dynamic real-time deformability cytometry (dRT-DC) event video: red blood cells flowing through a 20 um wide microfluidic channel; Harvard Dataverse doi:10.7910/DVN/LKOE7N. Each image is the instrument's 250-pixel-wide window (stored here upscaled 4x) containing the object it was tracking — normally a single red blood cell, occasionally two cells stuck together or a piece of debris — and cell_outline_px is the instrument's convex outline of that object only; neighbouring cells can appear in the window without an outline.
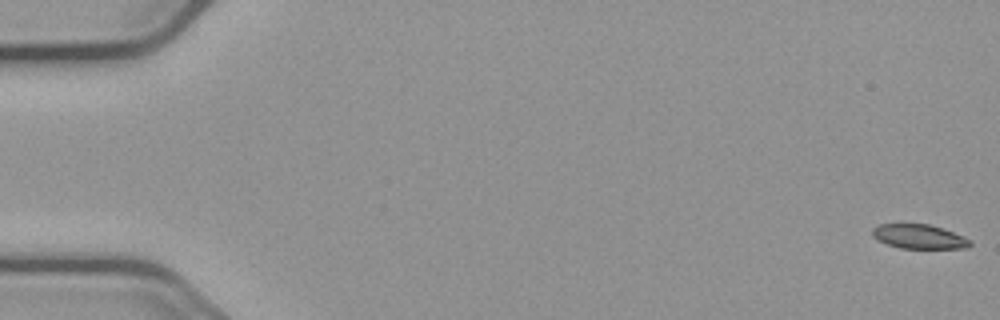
{"species": "common noctule bat (a hibernating species)", "species_latin": "Nyctalus noctula", "temperature_condition": "cold", "stored_images_in_passage": 57, "camera_frame_rate_fps": 3000, "um_per_image_px": 0.085, "animal": {"sex": "male", "body_mass_g": 23.1, "forearm_length_mm": 52.7}, "frame": {"image": 1, "passage_image": 1, "time_ms": 0.0, "image_size_px": [1000, 320], "cell_outline_px": [[972, 244], [968, 248], [900, 248], [888, 244], [872, 236], [872, 228], [880, 224], [928, 224], [964, 236], [972, 240]], "centroid_in_image_um": [78.15, 20.11], "position_along_channel_um": 6.9, "area_um2": 13.7}}
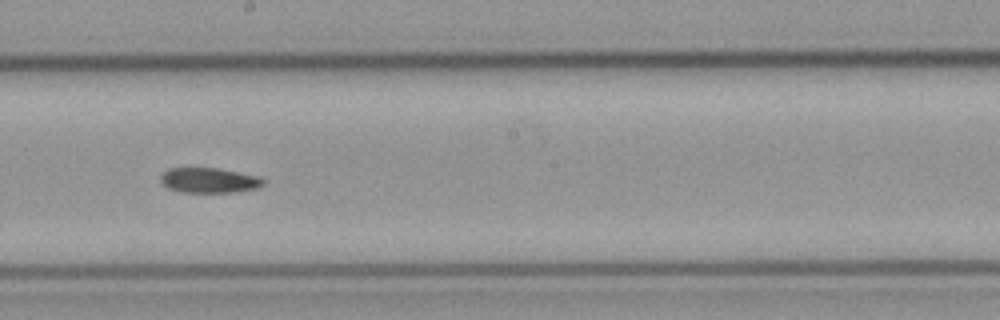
{"frame": {"image": 2, "passage_image": 32, "time_ms": 10.333, "image_size_px": [1000, 320], "cell_outline_px": [[264, 184], [260, 188], [232, 192], [184, 192], [168, 188], [160, 180], [160, 176], [168, 168], [216, 168], [256, 176], [264, 180]], "centroid_in_image_um": [17.76, 15.33], "position_along_channel_um": 230.4, "area_um2": 14.8}}
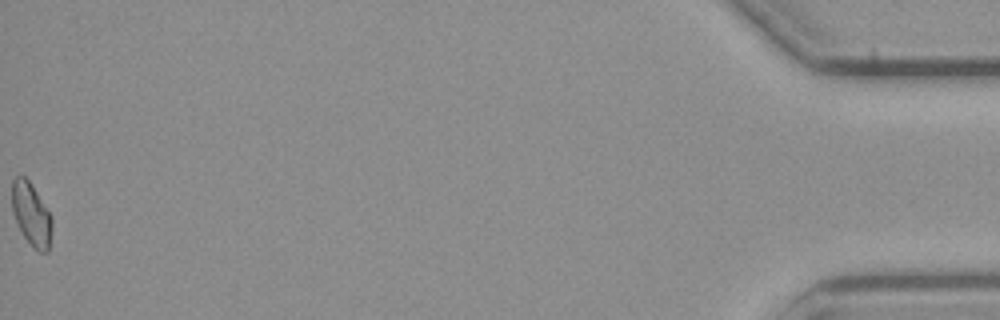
{"frame": {"image": 3, "passage_image": 57, "time_ms": 18.667, "image_size_px": [1000, 320], "cell_outline_px": [[52, 228], [48, 252], [40, 252], [24, 236], [12, 212], [12, 180], [20, 172], [28, 180], [52, 216]], "centroid_in_image_um": [2.66, 18.17], "position_along_channel_um": 432.5, "area_um2": 14.45}}